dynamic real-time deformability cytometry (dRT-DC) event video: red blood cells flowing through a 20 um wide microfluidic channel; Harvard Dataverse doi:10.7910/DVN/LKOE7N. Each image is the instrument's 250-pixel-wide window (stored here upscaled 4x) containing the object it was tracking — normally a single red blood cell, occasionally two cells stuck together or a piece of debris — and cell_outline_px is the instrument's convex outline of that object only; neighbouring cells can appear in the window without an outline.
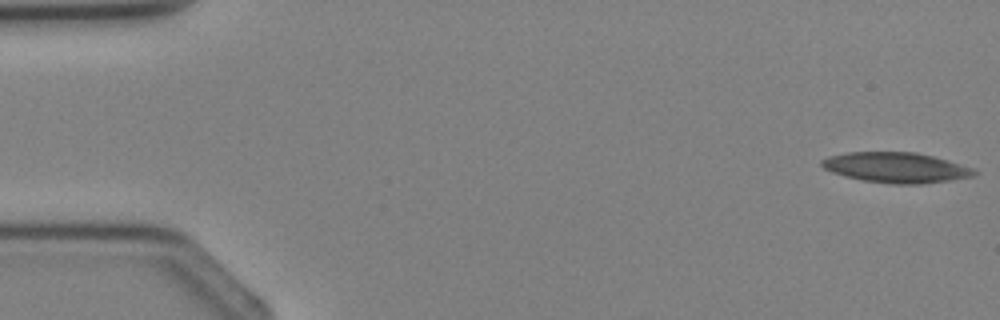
{"species": "Egyptian fruit bat (a non-hibernating species)", "species_latin": "Rousettus aegyptiacus", "temperature_condition": "cold", "stored_images_in_passage": 3, "camera_frame_rate_fps": 3000, "um_per_image_px": 0.085, "animal": {"sex": "female"}, "frame": {"image": 1, "passage_image": 1, "time_ms": 0.0, "image_size_px": [1000, 320], "cell_outline_px": [[980, 172], [972, 176], [948, 180], [920, 184], [892, 184], [864, 180], [844, 176], [832, 172], [824, 168], [820, 164], [820, 160], [828, 156], [848, 152], [916, 152], [948, 160], [972, 168]], "centroid_in_image_um": [76.14, 14.23], "position_along_channel_um": 8.9, "area_um2": 26.82}}